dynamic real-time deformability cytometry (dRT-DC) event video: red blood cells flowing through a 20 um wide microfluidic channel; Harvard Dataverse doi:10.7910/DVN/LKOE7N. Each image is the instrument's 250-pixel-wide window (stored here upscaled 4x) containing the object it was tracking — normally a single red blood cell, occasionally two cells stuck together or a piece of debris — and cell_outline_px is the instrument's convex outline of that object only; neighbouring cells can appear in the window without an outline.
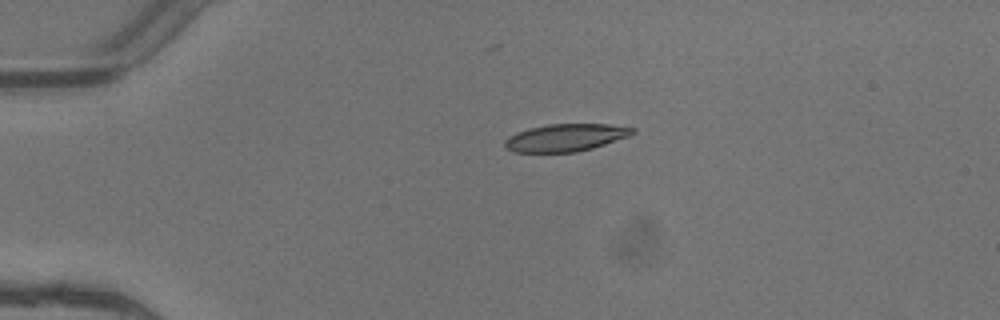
{"species": "common noctule bat (a hibernating species)", "species_latin": "Nyctalus noctula", "temperature_condition": "warm", "stored_images_in_passage": 2, "camera_frame_rate_fps": 3000, "um_per_image_px": 0.085, "animal": {"sex": "female"}, "frame": {"image": 1, "passage_image": 1, "time_ms": 0.0, "image_size_px": [1000, 320], "cell_outline_px": [[636, 132], [628, 136], [592, 148], [576, 152], [512, 152], [504, 148], [504, 140], [508, 136], [516, 132], [548, 124], [608, 124], [636, 128]], "centroid_in_image_um": [48.04, 11.7], "position_along_channel_um": 37.0, "area_um2": 20.4}}